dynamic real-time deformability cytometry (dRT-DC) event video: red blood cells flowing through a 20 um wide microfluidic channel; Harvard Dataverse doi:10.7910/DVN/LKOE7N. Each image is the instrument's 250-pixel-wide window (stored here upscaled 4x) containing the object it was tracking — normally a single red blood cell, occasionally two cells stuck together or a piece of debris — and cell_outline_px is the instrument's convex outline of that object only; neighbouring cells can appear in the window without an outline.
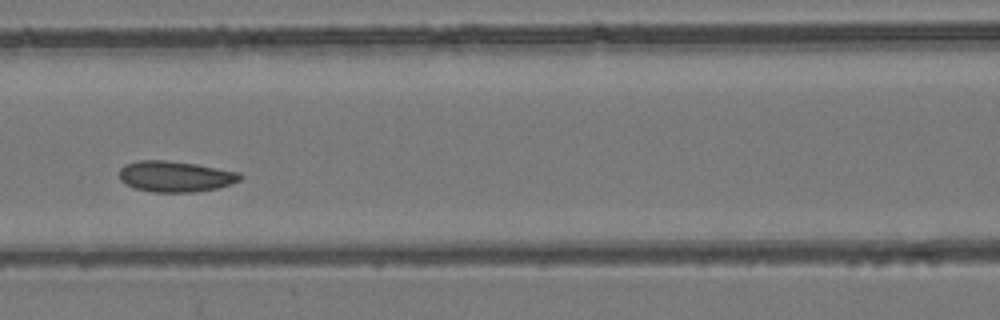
{"species": "common noctule bat (a hibernating species)", "species_latin": "Nyctalus noctula", "temperature_condition": "room temperature", "stored_images_in_passage": 6, "camera_frame_rate_fps": 3000, "um_per_image_px": 0.085, "animal": {"sex": "female", "body_mass_g": 24.6, "forearm_length_mm": 56.2}, "frame": {"image": 1, "passage_image": 4, "time_ms": 3.333, "image_size_px": [1000, 320], "cell_outline_px": [[244, 176], [240, 180], [232, 184], [216, 188], [196, 192], [152, 192], [132, 188], [120, 180], [120, 168], [124, 164], [140, 160], [164, 160], [196, 164], [240, 172]], "centroid_in_image_um": [14.91, 15.0], "position_along_channel_um": 151.7, "area_um2": 21.91}}
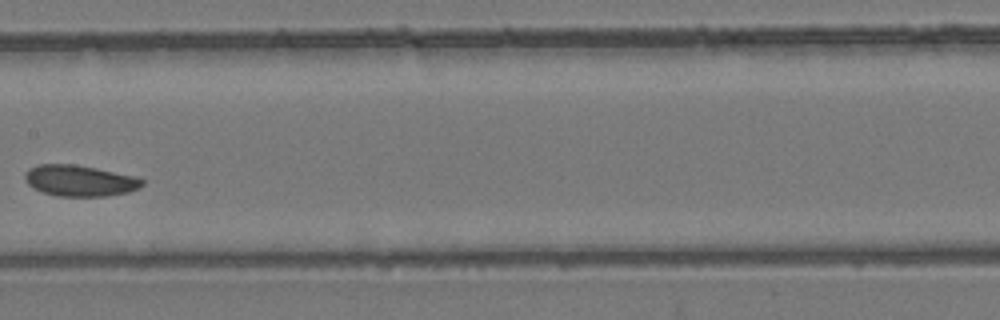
{"frame": {"image": 2, "passage_image": 5, "time_ms": 4.667, "image_size_px": [1000, 320], "cell_outline_px": [[144, 184], [140, 188], [128, 192], [104, 196], [56, 196], [40, 192], [28, 184], [24, 180], [24, 172], [28, 168], [40, 164], [76, 164], [136, 176], [144, 180]], "centroid_in_image_um": [6.75, 15.35], "position_along_channel_um": 200.6, "area_um2": 21.5}}
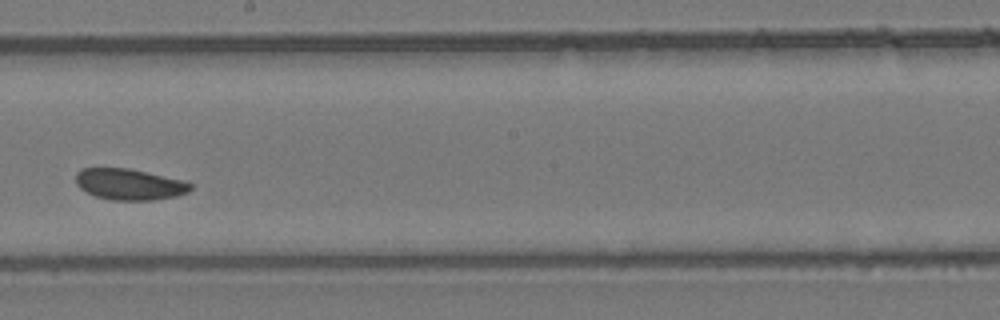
{"frame": {"image": 3, "passage_image": 6, "time_ms": 5.667, "image_size_px": [1000, 320], "cell_outline_px": [[192, 188], [188, 192], [176, 196], [152, 200], [112, 200], [96, 196], [80, 188], [76, 184], [76, 172], [80, 168], [128, 168], [188, 180], [192, 184]], "centroid_in_image_um": [11.04, 15.65], "position_along_channel_um": 237.2, "area_um2": 21.04}}